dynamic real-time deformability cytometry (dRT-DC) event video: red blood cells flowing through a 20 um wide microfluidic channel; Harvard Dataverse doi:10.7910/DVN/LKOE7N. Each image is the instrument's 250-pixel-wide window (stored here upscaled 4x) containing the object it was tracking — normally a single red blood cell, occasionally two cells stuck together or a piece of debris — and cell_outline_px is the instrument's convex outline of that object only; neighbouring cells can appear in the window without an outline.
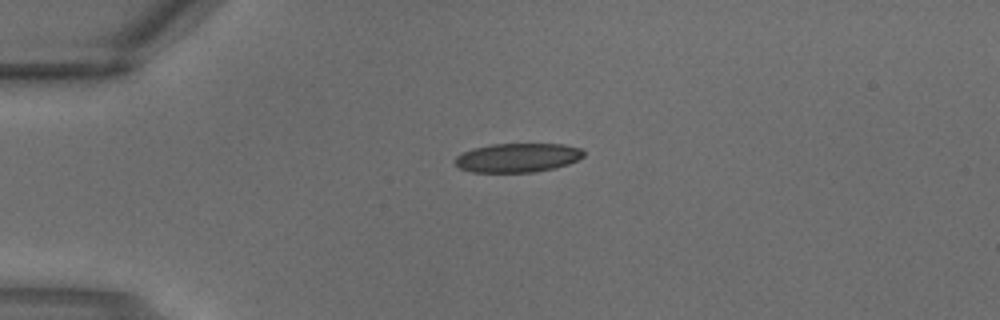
{"species": "common noctule bat (a hibernating species)", "species_latin": "Nyctalus noctula", "temperature_condition": "warm", "stored_images_in_passage": 1, "camera_frame_rate_fps": 3000, "um_per_image_px": 0.085, "animal": {"sex": "male", "body_mass_g": 18.8}, "frame": {"image": 1, "passage_image": 1, "time_ms": 0.0, "image_size_px": [1000, 320], "cell_outline_px": [[584, 156], [568, 164], [556, 168], [532, 172], [472, 172], [460, 168], [452, 164], [452, 160], [456, 156], [464, 152], [476, 148], [492, 144], [564, 144], [580, 148], [584, 152]], "centroid_in_image_um": [43.97, 13.41], "position_along_channel_um": 41.0, "area_um2": 21.79}}